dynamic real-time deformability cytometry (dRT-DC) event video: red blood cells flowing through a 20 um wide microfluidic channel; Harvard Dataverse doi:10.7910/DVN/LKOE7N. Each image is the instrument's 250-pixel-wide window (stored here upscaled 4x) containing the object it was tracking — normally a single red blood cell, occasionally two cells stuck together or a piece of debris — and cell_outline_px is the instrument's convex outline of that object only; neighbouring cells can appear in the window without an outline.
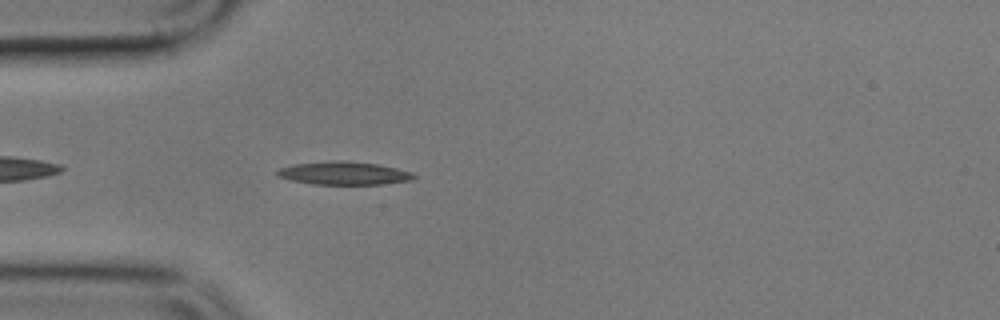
{"species": "common noctule bat (a hibernating species)", "species_latin": "Nyctalus noctula", "temperature_condition": "cold", "stored_images_in_passage": 5, "camera_frame_rate_fps": 3000, "um_per_image_px": 0.085, "animal": {"sex": "male", "body_mass_g": 17.9}, "frame": {"image": 1, "passage_image": 5, "time_ms": 4.667, "image_size_px": [1000, 320], "cell_outline_px": [[416, 176], [412, 180], [384, 184], [312, 184], [292, 180], [276, 176], [276, 172], [280, 168], [292, 164], [336, 160], [344, 160], [376, 164], [396, 168], [412, 172]], "centroid_in_image_um": [29.22, 14.72], "position_along_channel_um": 55.8, "area_um2": 18.38}}